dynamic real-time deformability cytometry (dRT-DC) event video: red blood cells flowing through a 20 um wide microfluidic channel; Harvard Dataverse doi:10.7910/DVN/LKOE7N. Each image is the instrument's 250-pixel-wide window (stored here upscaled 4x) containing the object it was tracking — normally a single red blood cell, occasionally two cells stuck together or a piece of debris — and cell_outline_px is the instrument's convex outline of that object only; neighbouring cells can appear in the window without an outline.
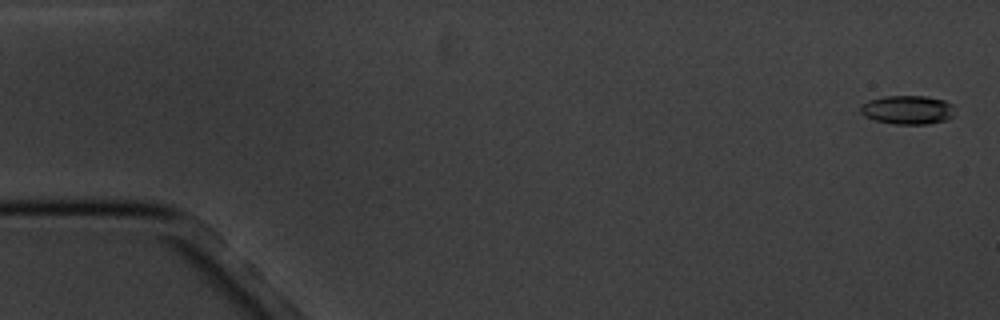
{"species": "common noctule bat (a hibernating species)", "species_latin": "Nyctalus noctula", "temperature_condition": "cold", "stored_images_in_passage": 5, "camera_frame_rate_fps": 3000, "um_per_image_px": 0.085, "animal": {"sex": "male", "body_mass_g": 20.1, "forearm_length_mm": 53.5}, "frame": {"image": 1, "passage_image": 1, "time_ms": 0.0, "image_size_px": [1000, 320], "cell_outline_px": [[952, 116], [948, 120], [928, 124], [896, 124], [876, 120], [864, 116], [860, 112], [860, 108], [868, 100], [884, 96], [924, 96], [944, 100], [952, 104]], "centroid_in_image_um": [77.14, 9.34], "position_along_channel_um": 7.9, "area_um2": 15.72}}
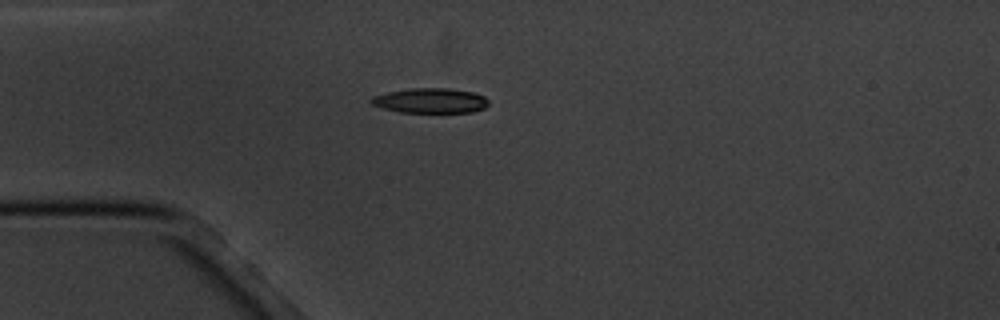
{"frame": {"image": 2, "passage_image": 5, "time_ms": 4.667, "image_size_px": [1000, 320], "cell_outline_px": [[488, 104], [484, 108], [472, 112], [400, 112], [384, 108], [372, 104], [368, 100], [372, 96], [388, 92], [412, 88], [448, 88], [472, 92], [484, 96], [488, 100]], "centroid_in_image_um": [36.58, 8.55], "position_along_channel_um": 48.4, "area_um2": 16.94}}